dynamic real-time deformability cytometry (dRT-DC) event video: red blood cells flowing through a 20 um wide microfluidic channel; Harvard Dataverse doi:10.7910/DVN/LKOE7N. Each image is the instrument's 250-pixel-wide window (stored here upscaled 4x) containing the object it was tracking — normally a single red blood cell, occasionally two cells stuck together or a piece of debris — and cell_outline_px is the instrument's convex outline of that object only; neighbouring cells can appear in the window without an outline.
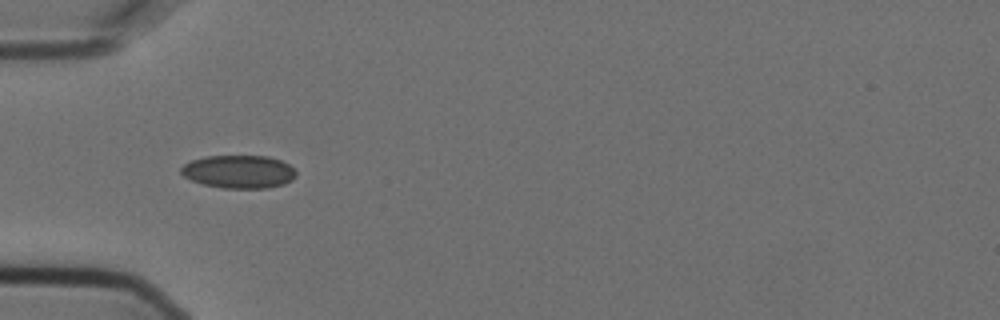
{"species": "Egyptian fruit bat (a non-hibernating species)", "species_latin": "Rousettus aegyptiacus", "temperature_condition": "cold", "stored_images_in_passage": 4, "camera_frame_rate_fps": 3000, "um_per_image_px": 0.085, "animal": {"sex": "female"}, "frame": {"image": 1, "passage_image": 3, "time_ms": 0.667, "image_size_px": [1000, 320], "cell_outline_px": [[296, 176], [292, 180], [284, 184], [268, 188], [224, 188], [204, 184], [192, 180], [184, 176], [180, 172], [180, 168], [184, 164], [192, 160], [204, 156], [268, 156], [280, 160], [288, 164], [296, 172]], "centroid_in_image_um": [20.3, 14.59], "position_along_channel_um": 64.7, "area_um2": 22.14}}
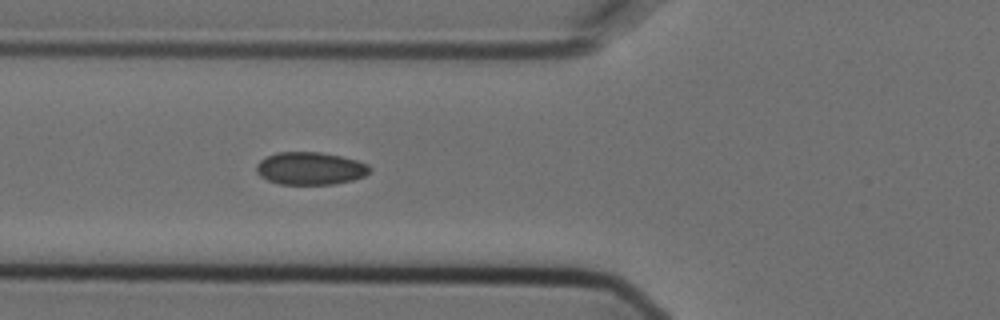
{"frame": {"image": 2, "passage_image": 4, "time_ms": 1.0, "image_size_px": [1000, 320], "cell_outline_px": [[372, 168], [364, 176], [352, 180], [332, 184], [280, 184], [268, 180], [260, 176], [256, 172], [256, 164], [264, 156], [276, 152], [320, 152], [340, 156], [356, 160], [368, 164]], "centroid_in_image_um": [26.34, 14.3], "position_along_channel_um": 99.5, "area_um2": 21.62}}